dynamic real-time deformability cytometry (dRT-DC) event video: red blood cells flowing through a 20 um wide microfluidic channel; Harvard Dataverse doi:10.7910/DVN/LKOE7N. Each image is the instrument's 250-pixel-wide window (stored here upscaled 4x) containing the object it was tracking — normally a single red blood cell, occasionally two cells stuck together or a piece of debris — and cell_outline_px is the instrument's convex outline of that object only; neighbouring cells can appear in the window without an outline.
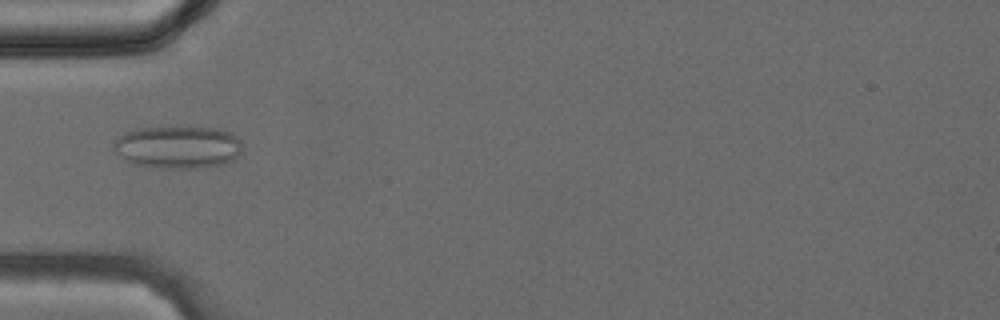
{"species": "common noctule bat (a hibernating species)", "species_latin": "Nyctalus noctula", "temperature_condition": "cold", "stored_images_in_passage": 33, "camera_frame_rate_fps": 3000, "um_per_image_px": 0.085, "animal": {"sex": "female", "body_mass_g": 24.6, "forearm_length_mm": 56.2}, "frame": {"image": 1, "passage_image": 6, "time_ms": 1.667, "image_size_px": [1000, 320], "cell_outline_px": [[240, 156], [232, 160], [220, 164], [196, 168], [160, 168], [132, 164], [124, 160], [112, 152], [112, 144], [124, 132], [140, 128], [180, 124], [216, 128], [232, 132], [240, 140]], "centroid_in_image_um": [15.07, 12.46], "position_along_channel_um": 69.9, "area_um2": 33.06}}